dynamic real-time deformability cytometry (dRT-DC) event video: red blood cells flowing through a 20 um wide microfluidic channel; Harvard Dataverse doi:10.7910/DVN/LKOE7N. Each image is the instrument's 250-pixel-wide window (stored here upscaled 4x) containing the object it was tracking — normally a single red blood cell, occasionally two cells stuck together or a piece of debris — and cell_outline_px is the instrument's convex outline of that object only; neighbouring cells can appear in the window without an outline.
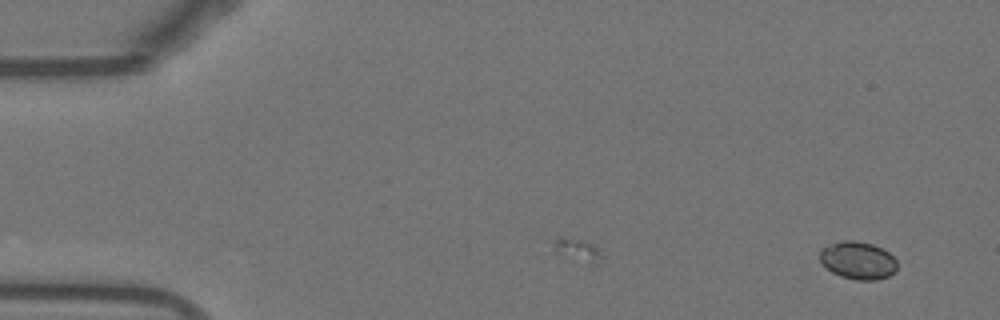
{"species": "Egyptian fruit bat (a non-hibernating species)", "species_latin": "Rousettus aegyptiacus", "temperature_condition": "warm", "stored_images_in_passage": 41, "camera_frame_rate_fps": 3000, "um_per_image_px": 0.085, "animal": {"sex": "female"}, "frame": {"image": 1, "passage_image": 1, "time_ms": 0.0, "image_size_px": [1000, 320], "cell_outline_px": [[896, 272], [888, 276], [876, 280], [856, 280], [840, 276], [832, 272], [820, 260], [820, 252], [824, 248], [832, 244], [844, 240], [852, 240], [872, 244], [888, 252], [896, 260]], "centroid_in_image_um": [72.95, 22.15], "position_along_channel_um": 12.1, "area_um2": 16.7}}
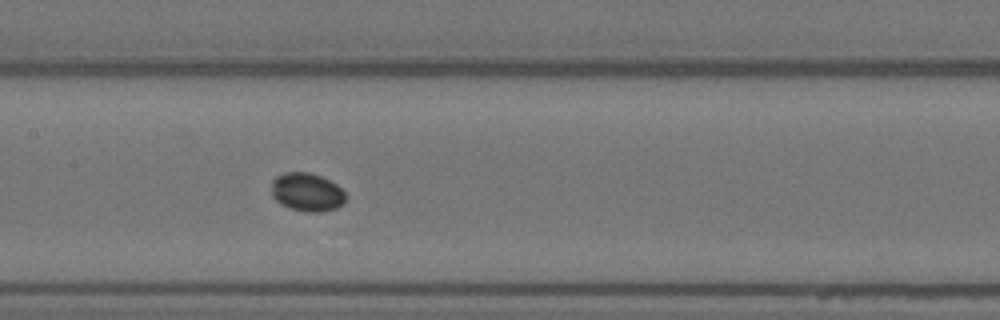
{"frame": {"image": 2, "passage_image": 24, "time_ms": 7.667, "image_size_px": [1000, 320], "cell_outline_px": [[348, 196], [344, 204], [336, 208], [320, 212], [308, 212], [292, 208], [280, 204], [272, 196], [272, 180], [276, 176], [284, 172], [308, 172], [320, 176], [336, 184]], "centroid_in_image_um": [26.1, 16.33], "position_along_channel_um": 181.3, "area_um2": 16.65}}
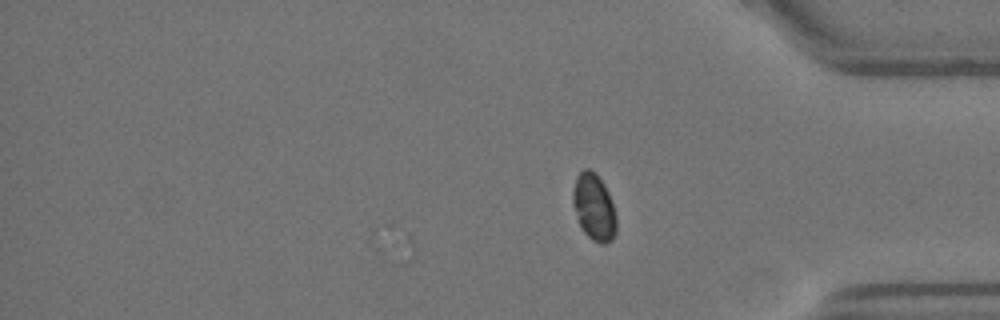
{"frame": {"image": 3, "passage_image": 41, "time_ms": 13.333, "image_size_px": [1000, 320], "cell_outline_px": [[616, 232], [612, 240], [604, 244], [600, 244], [592, 240], [584, 232], [580, 224], [572, 200], [572, 192], [576, 176], [584, 168], [588, 168], [596, 172], [604, 184], [608, 192], [616, 216]], "centroid_in_image_um": [50.49, 17.59], "position_along_channel_um": 384.7, "area_um2": 16.88}, "authors_computed_cell_mechanics": {"area_um2": 16.5308, "velocity_mm_per_s": 3.8235, "shape_relaxation_time_tau1_ms": 6.7335, "shape_relaxation_time_tau2_ms": null, "deformation_change_tau1": 0.0491, "deformation_change_tau2": null}}